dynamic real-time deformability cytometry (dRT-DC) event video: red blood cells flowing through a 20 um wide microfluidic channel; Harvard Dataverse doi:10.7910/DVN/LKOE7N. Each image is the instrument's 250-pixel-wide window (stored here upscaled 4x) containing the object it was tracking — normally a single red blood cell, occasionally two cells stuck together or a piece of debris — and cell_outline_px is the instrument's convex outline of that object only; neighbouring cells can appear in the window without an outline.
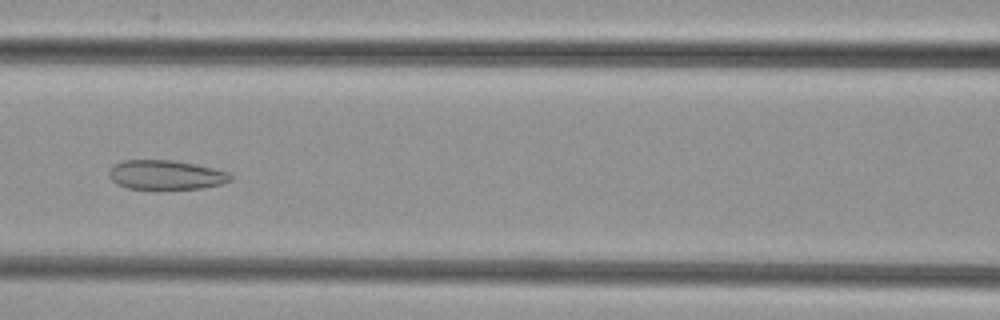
{"species": "common noctule bat (a hibernating species)", "species_latin": "Nyctalus noctula", "temperature_condition": "cold", "stored_images_in_passage": 47, "camera_frame_rate_fps": 3000, "um_per_image_px": 0.085, "animal": {"sex": "female", "body_mass_g": 29.2, "forearm_length_mm": 56.3}, "frame": {"image": 1, "passage_image": 18, "time_ms": 5.667, "image_size_px": [1000, 320], "cell_outline_px": [[232, 180], [220, 184], [204, 188], [128, 188], [116, 184], [108, 176], [108, 172], [116, 164], [124, 160], [172, 160], [212, 168], [228, 172], [232, 176]], "centroid_in_image_um": [14.09, 14.86], "position_along_channel_um": 152.5, "area_um2": 20.4}}
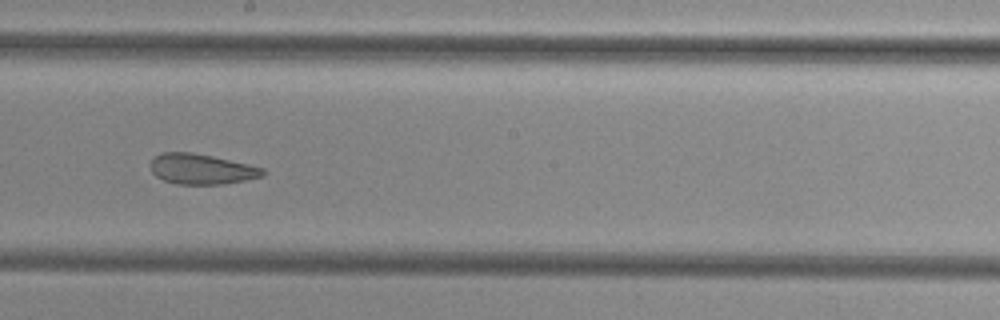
{"frame": {"image": 2, "passage_image": 24, "time_ms": 7.667, "image_size_px": [1000, 320], "cell_outline_px": [[264, 176], [224, 184], [176, 184], [164, 180], [156, 176], [152, 172], [148, 164], [160, 152], [192, 152], [212, 156], [248, 164], [264, 168]], "centroid_in_image_um": [17.09, 14.37], "position_along_channel_um": 231.1, "area_um2": 19.88}}
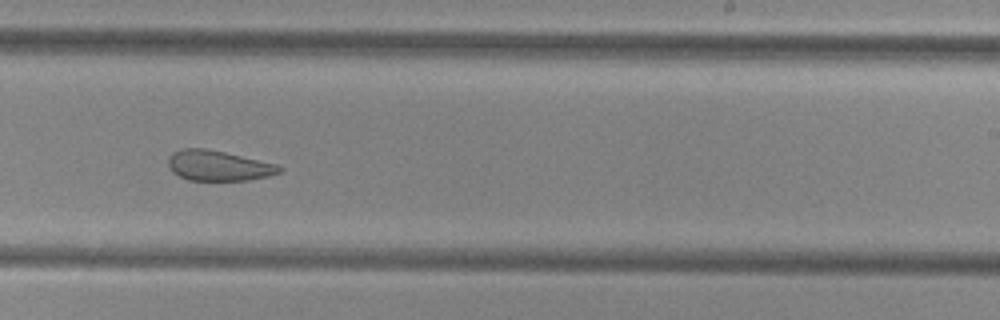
{"frame": {"image": 3, "passage_image": 27, "time_ms": 8.667, "image_size_px": [1000, 320], "cell_outline_px": [[284, 168], [280, 172], [268, 176], [248, 180], [188, 180], [172, 172], [168, 164], [168, 156], [172, 152], [184, 148], [204, 148], [224, 152], [276, 164]], "centroid_in_image_um": [18.53, 14.08], "position_along_channel_um": 270.5, "area_um2": 19.48}}